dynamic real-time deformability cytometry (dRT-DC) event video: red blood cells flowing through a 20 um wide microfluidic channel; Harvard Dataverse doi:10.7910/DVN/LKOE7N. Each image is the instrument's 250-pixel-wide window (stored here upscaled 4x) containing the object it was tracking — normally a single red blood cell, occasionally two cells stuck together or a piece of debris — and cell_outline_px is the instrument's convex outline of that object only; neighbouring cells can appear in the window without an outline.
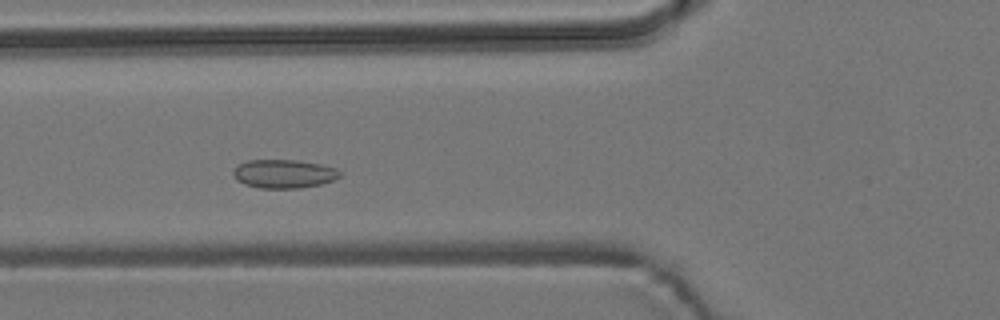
{"species": "common noctule bat (a hibernating species)", "species_latin": "Nyctalus noctula", "temperature_condition": "room temperature", "stored_images_in_passage": 50, "camera_frame_rate_fps": 3000, "um_per_image_px": 0.085, "animal": {"sex": "male", "body_mass_g": 19.2, "forearm_length_mm": 51.8}, "frame": {"image": 1, "passage_image": 15, "time_ms": 4.667, "image_size_px": [1000, 320], "cell_outline_px": [[340, 176], [332, 180], [320, 184], [300, 188], [260, 188], [244, 184], [236, 180], [232, 172], [240, 164], [248, 160], [296, 160], [320, 164], [336, 168], [340, 172]], "centroid_in_image_um": [24.11, 14.77], "position_along_channel_um": 101.7, "area_um2": 17.63}}
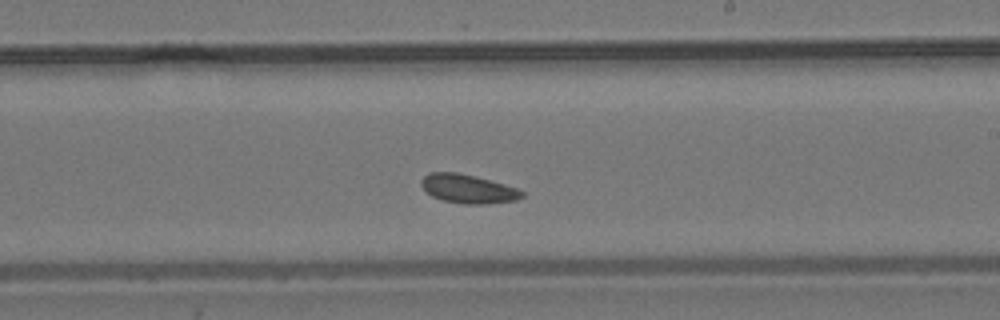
{"frame": {"image": 2, "passage_image": 27, "time_ms": 8.667, "image_size_px": [1000, 320], "cell_outline_px": [[524, 196], [516, 200], [488, 204], [464, 204], [444, 200], [432, 196], [420, 184], [420, 180], [428, 172], [456, 172], [504, 184], [516, 188], [524, 192]], "centroid_in_image_um": [39.77, 16.05], "position_along_channel_um": 249.2, "area_um2": 16.7}}
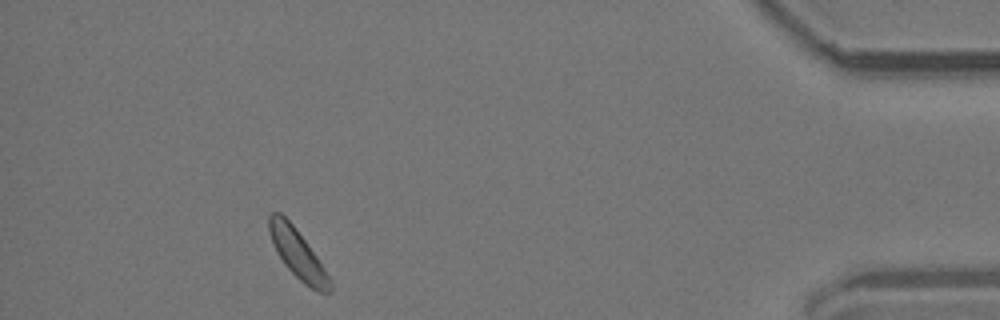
{"frame": {"image": 3, "passage_image": 45, "time_ms": 14.667, "image_size_px": [1000, 320], "cell_outline_px": [[332, 292], [320, 292], [304, 284], [284, 264], [276, 252], [268, 228], [268, 216], [272, 212], [280, 212], [296, 228], [316, 256], [324, 268], [332, 284]], "centroid_in_image_um": [25.28, 21.56], "position_along_channel_um": 409.9, "area_um2": 17.05}, "authors_computed_cell_mechanics": {"area_um2": 17.051, "velocity_mm_per_s": 3.6912, "shape_relaxation_time_tau1_ms": null, "shape_relaxation_time_tau2_ms": 6.4201, "deformation_change_tau1": null, "deformation_change_tau2": 0.0991}}